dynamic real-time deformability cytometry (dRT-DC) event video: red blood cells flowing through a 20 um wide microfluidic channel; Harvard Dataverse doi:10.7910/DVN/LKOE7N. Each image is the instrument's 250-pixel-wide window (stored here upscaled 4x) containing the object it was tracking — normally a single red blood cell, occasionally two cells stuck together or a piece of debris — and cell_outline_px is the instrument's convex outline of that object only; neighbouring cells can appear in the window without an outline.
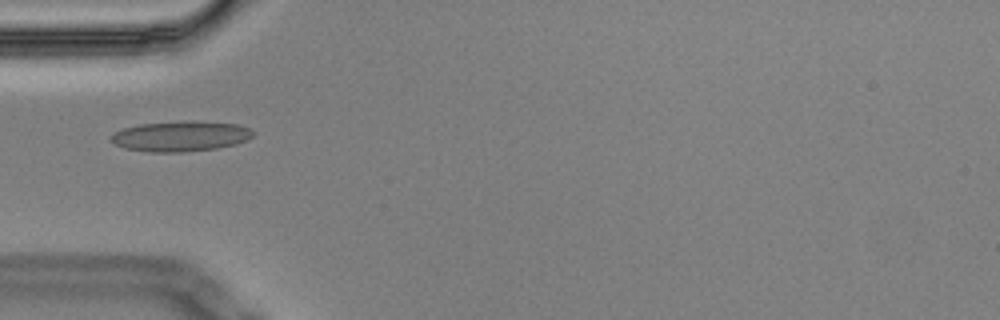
{"species": "Egyptian fruit bat (a non-hibernating species)", "species_latin": "Rousettus aegyptiacus", "temperature_condition": "cold", "stored_images_in_passage": 2, "camera_frame_rate_fps": 3000, "um_per_image_px": 0.085, "animal": {"sex": "male"}, "frame": {"image": 1, "passage_image": 1, "time_ms": 0.0, "image_size_px": [1000, 320], "cell_outline_px": [[256, 132], [248, 140], [236, 144], [216, 148], [180, 152], [148, 152], [124, 148], [108, 140], [112, 132], [124, 128], [140, 124], [192, 120], [236, 124], [252, 128]], "centroid_in_image_um": [15.35, 11.57], "position_along_channel_um": 69.6, "area_um2": 25.37}}